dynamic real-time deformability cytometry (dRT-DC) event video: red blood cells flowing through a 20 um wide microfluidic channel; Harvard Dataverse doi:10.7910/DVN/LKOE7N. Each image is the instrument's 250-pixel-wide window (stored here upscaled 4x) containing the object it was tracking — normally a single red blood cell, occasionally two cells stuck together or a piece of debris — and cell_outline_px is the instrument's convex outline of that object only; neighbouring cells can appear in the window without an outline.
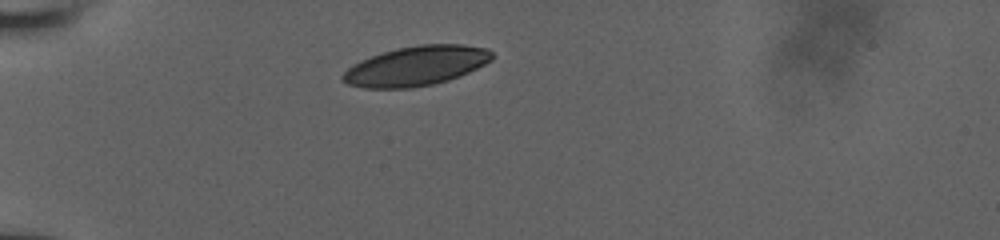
{"species": "human", "species_latin": "Homo sapiens", "temperature_condition": "room temperature", "stored_images_in_passage": 27, "camera_frame_rate_fps": 3000, "um_per_image_px": 0.085, "donor": {"sex": "male"}, "frame": {"image": 1, "passage_image": 1, "time_ms": 0.0, "image_size_px": [1000, 240], "cell_outline_px": [[492, 60], [460, 76], [448, 80], [432, 84], [408, 88], [364, 88], [348, 84], [340, 80], [340, 76], [352, 64], [360, 60], [396, 48], [420, 44], [464, 44], [488, 48], [492, 52]], "centroid_in_image_um": [35.35, 5.6], "position_along_channel_um": 49.6, "area_um2": 34.45}}
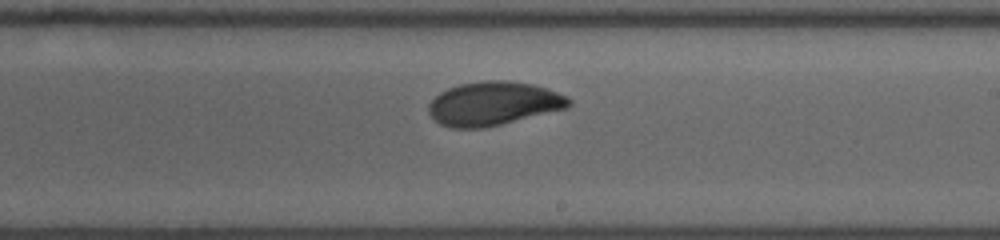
{"frame": {"image": 2, "passage_image": 16, "time_ms": 6.0, "image_size_px": [1000, 240], "cell_outline_px": [[572, 104], [568, 108], [484, 128], [452, 128], [440, 124], [428, 112], [428, 104], [440, 92], [448, 88], [460, 84], [488, 80], [508, 80], [532, 84], [568, 96], [572, 100]], "centroid_in_image_um": [41.95, 8.8], "position_along_channel_um": 247.0, "area_um2": 35.66}}
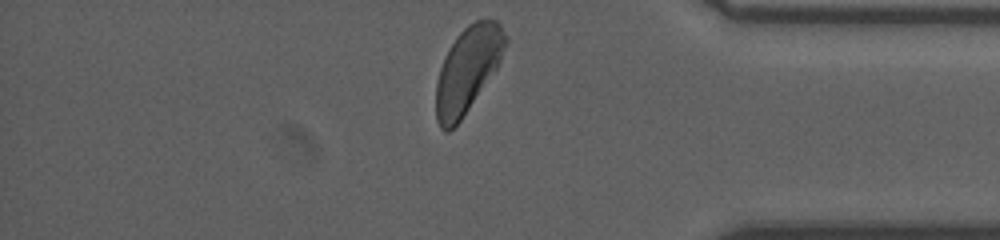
{"frame": {"image": 3, "passage_image": 27, "time_ms": 10.333, "image_size_px": [1000, 240], "cell_outline_px": [[508, 40], [500, 60], [496, 68], [460, 120], [448, 132], [444, 132], [440, 128], [436, 120], [436, 84], [440, 68], [444, 56], [456, 36], [468, 24], [476, 20], [496, 20], [500, 24]], "centroid_in_image_um": [39.73, 5.91], "position_along_channel_um": 395.5, "area_um2": 34.04}, "authors_computed_cell_mechanics": {"area_um2": 35.3736, "velocity_mm_per_s": 3.8015, "shape_relaxation_time_tau1_ms": 3.7591, "shape_relaxation_time_tau2_ms": 1.4737, "deformation_change_tau1": 0.1253, "deformation_change_tau2": 0.0552}}